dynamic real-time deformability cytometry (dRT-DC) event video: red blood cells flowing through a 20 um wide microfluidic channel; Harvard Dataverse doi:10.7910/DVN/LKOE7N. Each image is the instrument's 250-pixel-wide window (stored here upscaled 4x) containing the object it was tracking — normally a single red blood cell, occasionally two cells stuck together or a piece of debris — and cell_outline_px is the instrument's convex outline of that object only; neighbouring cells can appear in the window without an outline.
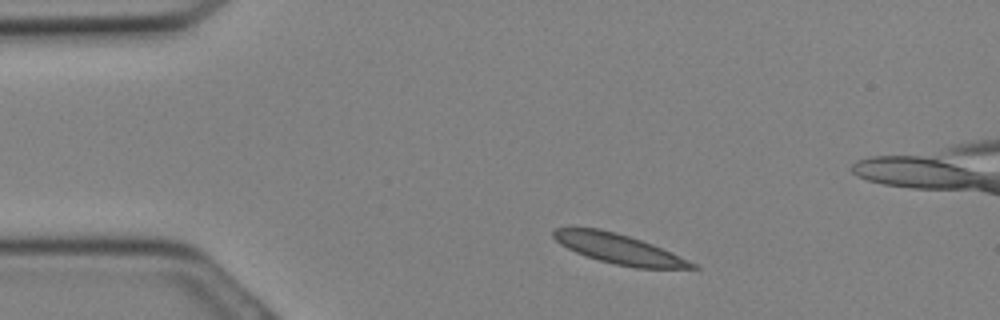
{"species": "Egyptian fruit bat (a non-hibernating species)", "species_latin": "Rousettus aegyptiacus", "temperature_condition": "cold", "stored_images_in_passage": 18, "camera_frame_rate_fps": 3000, "um_per_image_px": 0.085, "animal": {"sex": "female"}, "frame": {"image": 1, "passage_image": 3, "time_ms": 0.667, "image_size_px": [1000, 320], "cell_outline_px": [[700, 268], [636, 268], [616, 264], [600, 260], [576, 252], [560, 244], [552, 236], [552, 232], [556, 228], [600, 228], [616, 232], [652, 244], [688, 260], [696, 264]], "centroid_in_image_um": [52.58, 21.15], "position_along_channel_um": 32.4, "area_um2": 23.58}}
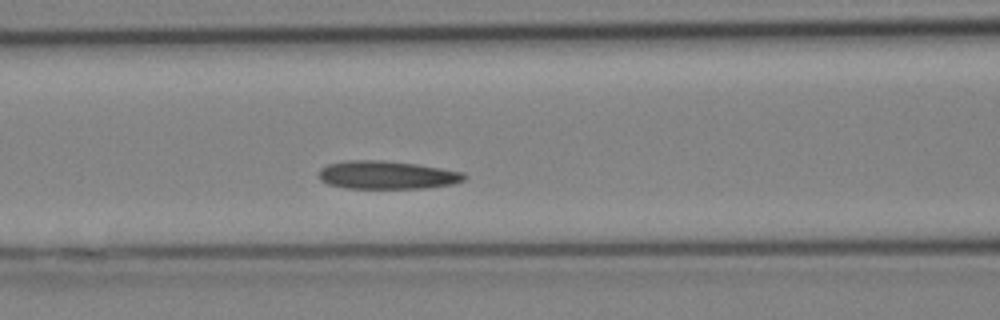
{"frame": {"image": 2, "passage_image": 10, "time_ms": 3.0, "image_size_px": [1000, 320], "cell_outline_px": [[468, 176], [464, 180], [452, 184], [424, 188], [344, 188], [328, 184], [320, 180], [320, 168], [328, 164], [348, 160], [384, 160], [416, 164], [464, 172]], "centroid_in_image_um": [32.89, 14.87], "position_along_channel_um": 133.7, "area_um2": 23.87}}
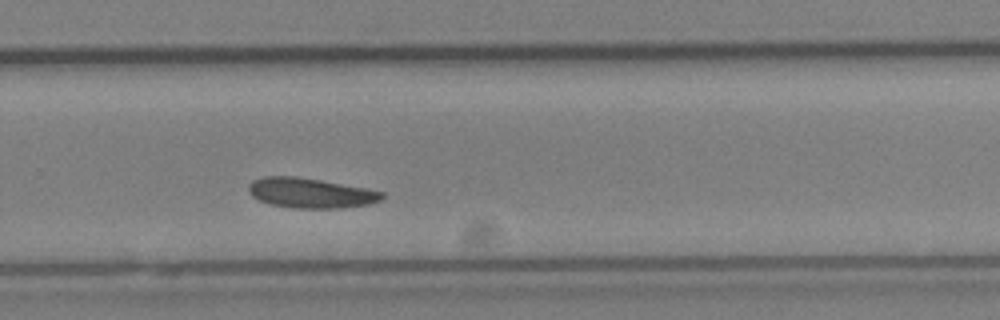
{"frame": {"image": 3, "passage_image": 18, "time_ms": 5.667, "image_size_px": [1000, 320], "cell_outline_px": [[384, 196], [380, 200], [368, 204], [340, 208], [292, 208], [272, 204], [260, 200], [252, 196], [248, 192], [248, 184], [252, 180], [264, 176], [296, 176], [320, 180], [364, 188], [384, 192]], "centroid_in_image_um": [26.35, 16.4], "position_along_channel_um": 303.4, "area_um2": 23.18}}